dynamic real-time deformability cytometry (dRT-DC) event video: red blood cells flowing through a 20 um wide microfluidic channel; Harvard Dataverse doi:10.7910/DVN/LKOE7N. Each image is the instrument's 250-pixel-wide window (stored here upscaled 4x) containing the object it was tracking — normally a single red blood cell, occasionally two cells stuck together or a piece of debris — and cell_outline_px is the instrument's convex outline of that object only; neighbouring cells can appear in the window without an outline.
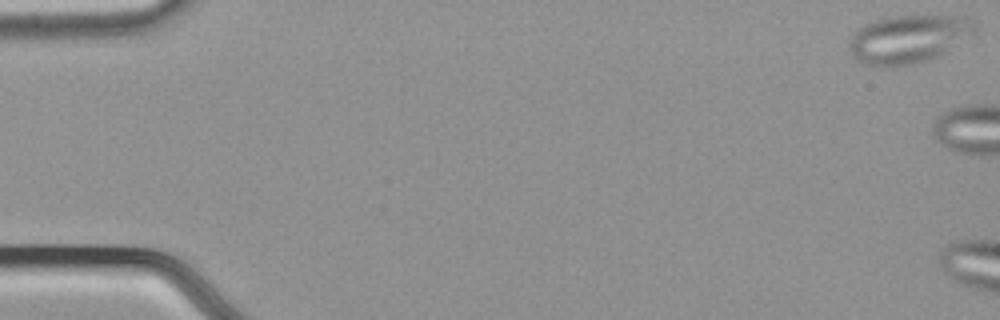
{"species": "common noctule bat (a hibernating species)", "species_latin": "Nyctalus noctula", "temperature_condition": "cold", "stored_images_in_passage": 6, "camera_frame_rate_fps": 3000, "um_per_image_px": 0.085, "animal": {"sex": "male", "body_mass_g": 21.5, "forearm_length_mm": 52.0}, "frame": {"image": 1, "passage_image": 1, "time_ms": 0.0, "image_size_px": [1000, 320], "cell_outline_px": [[980, 28], [976, 32], [944, 52], [928, 60], [912, 64], [868, 64], [856, 60], [852, 56], [848, 48], [848, 40], [856, 28], [864, 24], [888, 16], [952, 16], [976, 20]], "centroid_in_image_um": [77.21, 3.27], "position_along_channel_um": 7.8, "area_um2": 34.97}}